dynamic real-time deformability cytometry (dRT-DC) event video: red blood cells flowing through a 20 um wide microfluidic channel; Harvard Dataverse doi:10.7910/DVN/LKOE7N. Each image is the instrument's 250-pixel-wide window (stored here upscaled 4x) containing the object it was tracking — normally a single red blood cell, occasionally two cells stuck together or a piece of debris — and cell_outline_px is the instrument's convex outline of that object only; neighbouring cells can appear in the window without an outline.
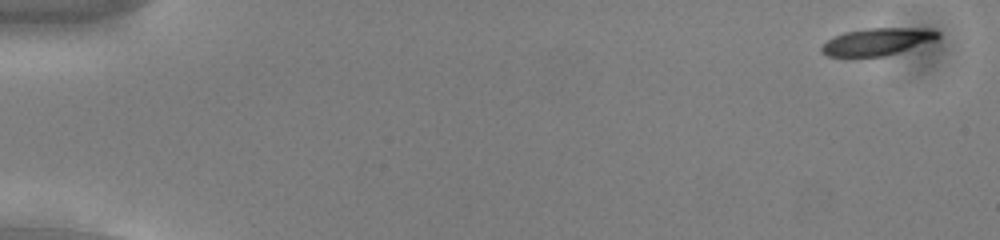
{"species": "common noctule bat (a hibernating species)", "species_latin": "Nyctalus noctula", "temperature_condition": "cold", "stored_images_in_passage": 54, "camera_frame_rate_fps": 3000, "um_per_image_px": 0.085, "animal": {"sex": "male", "body_mass_g": 13.0, "forearm_length_mm": 53.1}, "frame": {"image": 1, "passage_image": 1, "time_ms": 0.0, "image_size_px": [1000, 240], "cell_outline_px": [[940, 36], [936, 40], [884, 56], [828, 56], [820, 52], [820, 48], [828, 40], [844, 32], [868, 28], [916, 28], [940, 32]], "centroid_in_image_um": [74.55, 3.54], "position_along_channel_um": 10.5, "area_um2": 18.09}}
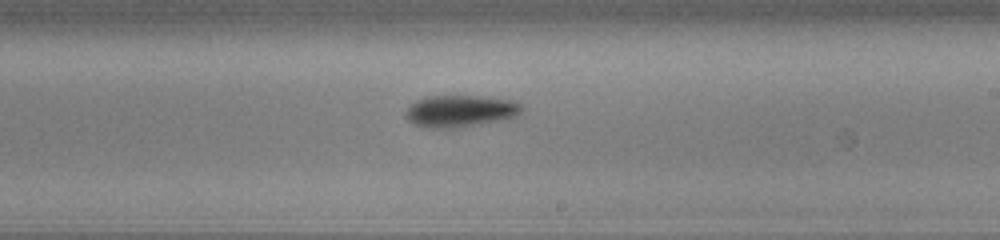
{"frame": {"image": 2, "passage_image": 32, "time_ms": 10.333, "image_size_px": [1000, 240], "cell_outline_px": [[524, 108], [516, 116], [500, 120], [460, 128], [432, 128], [412, 124], [404, 116], [404, 112], [416, 100], [428, 96], [480, 96], [512, 100], [520, 104]], "centroid_in_image_um": [39.1, 9.45], "position_along_channel_um": 249.9, "area_um2": 21.62}}
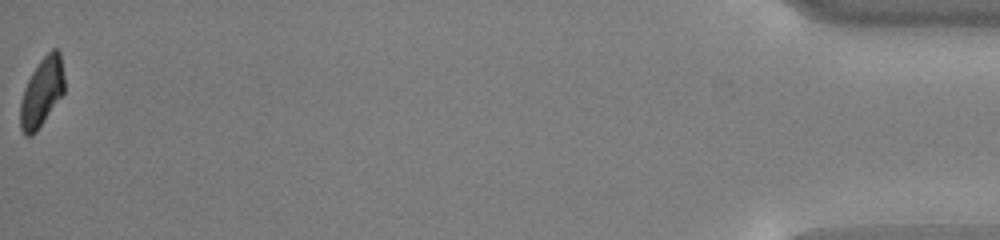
{"frame": {"image": 3, "passage_image": 54, "time_ms": 17.667, "image_size_px": [1000, 240], "cell_outline_px": [[64, 92], [36, 132], [32, 136], [24, 136], [20, 128], [20, 100], [24, 88], [32, 72], [40, 60], [52, 48], [56, 48], [60, 52], [64, 76]], "centroid_in_image_um": [3.54, 7.84], "position_along_channel_um": 431.7, "area_um2": 17.69}, "authors_computed_cell_mechanics": {"area_um2": 19.8543, "velocity_mm_per_s": 3.7723, "shape_relaxation_time_tau1_ms": 2.4744, "shape_relaxation_time_tau2_ms": null, "deformation_change_tau1": 0.0918, "deformation_change_tau2": null}}